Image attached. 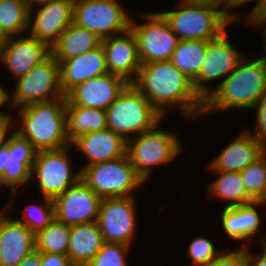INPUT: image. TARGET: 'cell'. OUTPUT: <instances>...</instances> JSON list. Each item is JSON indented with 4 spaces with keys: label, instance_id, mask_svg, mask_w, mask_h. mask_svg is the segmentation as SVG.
<instances>
[{
    "label": "cell",
    "instance_id": "obj_22",
    "mask_svg": "<svg viewBox=\"0 0 266 266\" xmlns=\"http://www.w3.org/2000/svg\"><path fill=\"white\" fill-rule=\"evenodd\" d=\"M58 63L60 87L64 95L77 84L109 73L102 44L80 56Z\"/></svg>",
    "mask_w": 266,
    "mask_h": 266
},
{
    "label": "cell",
    "instance_id": "obj_3",
    "mask_svg": "<svg viewBox=\"0 0 266 266\" xmlns=\"http://www.w3.org/2000/svg\"><path fill=\"white\" fill-rule=\"evenodd\" d=\"M66 98L19 108L17 130L37 151L57 150L71 145L67 136Z\"/></svg>",
    "mask_w": 266,
    "mask_h": 266
},
{
    "label": "cell",
    "instance_id": "obj_34",
    "mask_svg": "<svg viewBox=\"0 0 266 266\" xmlns=\"http://www.w3.org/2000/svg\"><path fill=\"white\" fill-rule=\"evenodd\" d=\"M128 251V245L104 242L100 251L86 266H128Z\"/></svg>",
    "mask_w": 266,
    "mask_h": 266
},
{
    "label": "cell",
    "instance_id": "obj_44",
    "mask_svg": "<svg viewBox=\"0 0 266 266\" xmlns=\"http://www.w3.org/2000/svg\"><path fill=\"white\" fill-rule=\"evenodd\" d=\"M9 156V138L7 143L0 147V180L7 173V159Z\"/></svg>",
    "mask_w": 266,
    "mask_h": 266
},
{
    "label": "cell",
    "instance_id": "obj_1",
    "mask_svg": "<svg viewBox=\"0 0 266 266\" xmlns=\"http://www.w3.org/2000/svg\"><path fill=\"white\" fill-rule=\"evenodd\" d=\"M133 84L163 117L170 107L179 108L178 112L188 118L202 115L204 100L195 91L193 81L170 60L141 64Z\"/></svg>",
    "mask_w": 266,
    "mask_h": 266
},
{
    "label": "cell",
    "instance_id": "obj_9",
    "mask_svg": "<svg viewBox=\"0 0 266 266\" xmlns=\"http://www.w3.org/2000/svg\"><path fill=\"white\" fill-rule=\"evenodd\" d=\"M71 146L37 151L31 176L36 177L42 197L53 200L81 179V171L75 174L72 172V161L69 157Z\"/></svg>",
    "mask_w": 266,
    "mask_h": 266
},
{
    "label": "cell",
    "instance_id": "obj_46",
    "mask_svg": "<svg viewBox=\"0 0 266 266\" xmlns=\"http://www.w3.org/2000/svg\"><path fill=\"white\" fill-rule=\"evenodd\" d=\"M24 1L28 4L29 8H33L35 5H39L45 2H51L54 0H24Z\"/></svg>",
    "mask_w": 266,
    "mask_h": 266
},
{
    "label": "cell",
    "instance_id": "obj_45",
    "mask_svg": "<svg viewBox=\"0 0 266 266\" xmlns=\"http://www.w3.org/2000/svg\"><path fill=\"white\" fill-rule=\"evenodd\" d=\"M8 102V90L6 91L3 87L0 86V107H2L5 103ZM4 114V112L0 110V115Z\"/></svg>",
    "mask_w": 266,
    "mask_h": 266
},
{
    "label": "cell",
    "instance_id": "obj_27",
    "mask_svg": "<svg viewBox=\"0 0 266 266\" xmlns=\"http://www.w3.org/2000/svg\"><path fill=\"white\" fill-rule=\"evenodd\" d=\"M65 111L67 136L70 143L85 133L107 128L105 110L83 106H66Z\"/></svg>",
    "mask_w": 266,
    "mask_h": 266
},
{
    "label": "cell",
    "instance_id": "obj_37",
    "mask_svg": "<svg viewBox=\"0 0 266 266\" xmlns=\"http://www.w3.org/2000/svg\"><path fill=\"white\" fill-rule=\"evenodd\" d=\"M195 3L202 6L209 7L220 12L231 24L237 21L241 16L238 13H233L229 10L236 8L238 5L237 0H193ZM221 7V8H220ZM230 8V9H229Z\"/></svg>",
    "mask_w": 266,
    "mask_h": 266
},
{
    "label": "cell",
    "instance_id": "obj_41",
    "mask_svg": "<svg viewBox=\"0 0 266 266\" xmlns=\"http://www.w3.org/2000/svg\"><path fill=\"white\" fill-rule=\"evenodd\" d=\"M262 251L252 256V251L247 247V266H266V239L262 240Z\"/></svg>",
    "mask_w": 266,
    "mask_h": 266
},
{
    "label": "cell",
    "instance_id": "obj_32",
    "mask_svg": "<svg viewBox=\"0 0 266 266\" xmlns=\"http://www.w3.org/2000/svg\"><path fill=\"white\" fill-rule=\"evenodd\" d=\"M247 194L254 201L266 202V153L241 172Z\"/></svg>",
    "mask_w": 266,
    "mask_h": 266
},
{
    "label": "cell",
    "instance_id": "obj_36",
    "mask_svg": "<svg viewBox=\"0 0 266 266\" xmlns=\"http://www.w3.org/2000/svg\"><path fill=\"white\" fill-rule=\"evenodd\" d=\"M204 266H247V245L232 252L222 251L214 260Z\"/></svg>",
    "mask_w": 266,
    "mask_h": 266
},
{
    "label": "cell",
    "instance_id": "obj_15",
    "mask_svg": "<svg viewBox=\"0 0 266 266\" xmlns=\"http://www.w3.org/2000/svg\"><path fill=\"white\" fill-rule=\"evenodd\" d=\"M37 6L39 7L34 19L33 9H29V35L51 48L73 23L74 0H54Z\"/></svg>",
    "mask_w": 266,
    "mask_h": 266
},
{
    "label": "cell",
    "instance_id": "obj_21",
    "mask_svg": "<svg viewBox=\"0 0 266 266\" xmlns=\"http://www.w3.org/2000/svg\"><path fill=\"white\" fill-rule=\"evenodd\" d=\"M9 135V156L7 159V173L0 180V187L6 185L10 189L11 197L17 188L30 183L33 179L31 170L36 158L37 150L18 132L12 131ZM14 193V194H13Z\"/></svg>",
    "mask_w": 266,
    "mask_h": 266
},
{
    "label": "cell",
    "instance_id": "obj_26",
    "mask_svg": "<svg viewBox=\"0 0 266 266\" xmlns=\"http://www.w3.org/2000/svg\"><path fill=\"white\" fill-rule=\"evenodd\" d=\"M102 39L84 27L71 23L50 48L57 62H63L91 51L101 45Z\"/></svg>",
    "mask_w": 266,
    "mask_h": 266
},
{
    "label": "cell",
    "instance_id": "obj_16",
    "mask_svg": "<svg viewBox=\"0 0 266 266\" xmlns=\"http://www.w3.org/2000/svg\"><path fill=\"white\" fill-rule=\"evenodd\" d=\"M129 84L124 78L105 73L77 84L66 94V106H83L105 110Z\"/></svg>",
    "mask_w": 266,
    "mask_h": 266
},
{
    "label": "cell",
    "instance_id": "obj_19",
    "mask_svg": "<svg viewBox=\"0 0 266 266\" xmlns=\"http://www.w3.org/2000/svg\"><path fill=\"white\" fill-rule=\"evenodd\" d=\"M6 214L0 210V266H17L36 249V234Z\"/></svg>",
    "mask_w": 266,
    "mask_h": 266
},
{
    "label": "cell",
    "instance_id": "obj_11",
    "mask_svg": "<svg viewBox=\"0 0 266 266\" xmlns=\"http://www.w3.org/2000/svg\"><path fill=\"white\" fill-rule=\"evenodd\" d=\"M145 23L138 24L131 19L130 29L137 40L141 64L170 60L179 42L168 22L159 12L142 13Z\"/></svg>",
    "mask_w": 266,
    "mask_h": 266
},
{
    "label": "cell",
    "instance_id": "obj_14",
    "mask_svg": "<svg viewBox=\"0 0 266 266\" xmlns=\"http://www.w3.org/2000/svg\"><path fill=\"white\" fill-rule=\"evenodd\" d=\"M102 198L82 179L53 199L55 219L68 226L97 222Z\"/></svg>",
    "mask_w": 266,
    "mask_h": 266
},
{
    "label": "cell",
    "instance_id": "obj_28",
    "mask_svg": "<svg viewBox=\"0 0 266 266\" xmlns=\"http://www.w3.org/2000/svg\"><path fill=\"white\" fill-rule=\"evenodd\" d=\"M207 40H179L170 58L171 63L194 81L205 60Z\"/></svg>",
    "mask_w": 266,
    "mask_h": 266
},
{
    "label": "cell",
    "instance_id": "obj_30",
    "mask_svg": "<svg viewBox=\"0 0 266 266\" xmlns=\"http://www.w3.org/2000/svg\"><path fill=\"white\" fill-rule=\"evenodd\" d=\"M29 9L24 0H0V25L9 37L28 31Z\"/></svg>",
    "mask_w": 266,
    "mask_h": 266
},
{
    "label": "cell",
    "instance_id": "obj_5",
    "mask_svg": "<svg viewBox=\"0 0 266 266\" xmlns=\"http://www.w3.org/2000/svg\"><path fill=\"white\" fill-rule=\"evenodd\" d=\"M178 8L160 12L179 40H207L220 37L229 24L220 12L193 0H180Z\"/></svg>",
    "mask_w": 266,
    "mask_h": 266
},
{
    "label": "cell",
    "instance_id": "obj_35",
    "mask_svg": "<svg viewBox=\"0 0 266 266\" xmlns=\"http://www.w3.org/2000/svg\"><path fill=\"white\" fill-rule=\"evenodd\" d=\"M222 251L207 237L197 236L188 246V255L192 266H204L214 260Z\"/></svg>",
    "mask_w": 266,
    "mask_h": 266
},
{
    "label": "cell",
    "instance_id": "obj_33",
    "mask_svg": "<svg viewBox=\"0 0 266 266\" xmlns=\"http://www.w3.org/2000/svg\"><path fill=\"white\" fill-rule=\"evenodd\" d=\"M55 219L53 200L43 197V203L30 204L23 209V219H16L23 223L33 233L37 234Z\"/></svg>",
    "mask_w": 266,
    "mask_h": 266
},
{
    "label": "cell",
    "instance_id": "obj_13",
    "mask_svg": "<svg viewBox=\"0 0 266 266\" xmlns=\"http://www.w3.org/2000/svg\"><path fill=\"white\" fill-rule=\"evenodd\" d=\"M227 39V31H225L220 37L209 41L206 45L205 60L199 76L193 81L195 91L203 100L212 92L208 82L221 77L223 81L244 58L243 53L237 51Z\"/></svg>",
    "mask_w": 266,
    "mask_h": 266
},
{
    "label": "cell",
    "instance_id": "obj_2",
    "mask_svg": "<svg viewBox=\"0 0 266 266\" xmlns=\"http://www.w3.org/2000/svg\"><path fill=\"white\" fill-rule=\"evenodd\" d=\"M244 55L235 70L212 88L204 100L202 114L241 108L252 109L266 93V61L249 60Z\"/></svg>",
    "mask_w": 266,
    "mask_h": 266
},
{
    "label": "cell",
    "instance_id": "obj_38",
    "mask_svg": "<svg viewBox=\"0 0 266 266\" xmlns=\"http://www.w3.org/2000/svg\"><path fill=\"white\" fill-rule=\"evenodd\" d=\"M252 109H256V126L254 134H250L258 141L266 145V93L255 103Z\"/></svg>",
    "mask_w": 266,
    "mask_h": 266
},
{
    "label": "cell",
    "instance_id": "obj_49",
    "mask_svg": "<svg viewBox=\"0 0 266 266\" xmlns=\"http://www.w3.org/2000/svg\"><path fill=\"white\" fill-rule=\"evenodd\" d=\"M249 1H251V0H237V3H238L239 6H241V4H244L246 2L248 3Z\"/></svg>",
    "mask_w": 266,
    "mask_h": 266
},
{
    "label": "cell",
    "instance_id": "obj_48",
    "mask_svg": "<svg viewBox=\"0 0 266 266\" xmlns=\"http://www.w3.org/2000/svg\"><path fill=\"white\" fill-rule=\"evenodd\" d=\"M266 26H264V31H265V33H264V35H265V37H266V28H265ZM265 40H264V42H265V44L264 45H266V38H264ZM265 51H266V46H265ZM261 58H263L265 61H266V55L265 56H262Z\"/></svg>",
    "mask_w": 266,
    "mask_h": 266
},
{
    "label": "cell",
    "instance_id": "obj_42",
    "mask_svg": "<svg viewBox=\"0 0 266 266\" xmlns=\"http://www.w3.org/2000/svg\"><path fill=\"white\" fill-rule=\"evenodd\" d=\"M7 113L8 112L0 115V147L7 143L8 131L11 129V124H13V121H11L13 117Z\"/></svg>",
    "mask_w": 266,
    "mask_h": 266
},
{
    "label": "cell",
    "instance_id": "obj_12",
    "mask_svg": "<svg viewBox=\"0 0 266 266\" xmlns=\"http://www.w3.org/2000/svg\"><path fill=\"white\" fill-rule=\"evenodd\" d=\"M135 206L133 196L102 198L97 223L104 242L130 246L137 225Z\"/></svg>",
    "mask_w": 266,
    "mask_h": 266
},
{
    "label": "cell",
    "instance_id": "obj_17",
    "mask_svg": "<svg viewBox=\"0 0 266 266\" xmlns=\"http://www.w3.org/2000/svg\"><path fill=\"white\" fill-rule=\"evenodd\" d=\"M101 44L105 51L109 73L134 83L138 77L141 62L137 40L132 30L103 39Z\"/></svg>",
    "mask_w": 266,
    "mask_h": 266
},
{
    "label": "cell",
    "instance_id": "obj_10",
    "mask_svg": "<svg viewBox=\"0 0 266 266\" xmlns=\"http://www.w3.org/2000/svg\"><path fill=\"white\" fill-rule=\"evenodd\" d=\"M118 0H74L73 22L95 32L100 39L130 29L131 17Z\"/></svg>",
    "mask_w": 266,
    "mask_h": 266
},
{
    "label": "cell",
    "instance_id": "obj_47",
    "mask_svg": "<svg viewBox=\"0 0 266 266\" xmlns=\"http://www.w3.org/2000/svg\"><path fill=\"white\" fill-rule=\"evenodd\" d=\"M10 37L4 32L2 26L0 25V47H2Z\"/></svg>",
    "mask_w": 266,
    "mask_h": 266
},
{
    "label": "cell",
    "instance_id": "obj_7",
    "mask_svg": "<svg viewBox=\"0 0 266 266\" xmlns=\"http://www.w3.org/2000/svg\"><path fill=\"white\" fill-rule=\"evenodd\" d=\"M80 171L81 179L101 198L133 196L134 189L145 183L127 154L84 166Z\"/></svg>",
    "mask_w": 266,
    "mask_h": 266
},
{
    "label": "cell",
    "instance_id": "obj_20",
    "mask_svg": "<svg viewBox=\"0 0 266 266\" xmlns=\"http://www.w3.org/2000/svg\"><path fill=\"white\" fill-rule=\"evenodd\" d=\"M249 131L242 132L230 142L209 165L213 172H241L266 153V145Z\"/></svg>",
    "mask_w": 266,
    "mask_h": 266
},
{
    "label": "cell",
    "instance_id": "obj_24",
    "mask_svg": "<svg viewBox=\"0 0 266 266\" xmlns=\"http://www.w3.org/2000/svg\"><path fill=\"white\" fill-rule=\"evenodd\" d=\"M265 204L264 201H254L249 204L224 207L221 214L223 231L229 238L248 242L260 230L261 218L256 206Z\"/></svg>",
    "mask_w": 266,
    "mask_h": 266
},
{
    "label": "cell",
    "instance_id": "obj_31",
    "mask_svg": "<svg viewBox=\"0 0 266 266\" xmlns=\"http://www.w3.org/2000/svg\"><path fill=\"white\" fill-rule=\"evenodd\" d=\"M70 228L71 226L54 219L36 234V249L41 253L67 255Z\"/></svg>",
    "mask_w": 266,
    "mask_h": 266
},
{
    "label": "cell",
    "instance_id": "obj_23",
    "mask_svg": "<svg viewBox=\"0 0 266 266\" xmlns=\"http://www.w3.org/2000/svg\"><path fill=\"white\" fill-rule=\"evenodd\" d=\"M71 144L86 157L85 166L120 158L127 149V141L108 128L85 133Z\"/></svg>",
    "mask_w": 266,
    "mask_h": 266
},
{
    "label": "cell",
    "instance_id": "obj_39",
    "mask_svg": "<svg viewBox=\"0 0 266 266\" xmlns=\"http://www.w3.org/2000/svg\"><path fill=\"white\" fill-rule=\"evenodd\" d=\"M247 21L255 25H266V0H258L251 12L247 16Z\"/></svg>",
    "mask_w": 266,
    "mask_h": 266
},
{
    "label": "cell",
    "instance_id": "obj_18",
    "mask_svg": "<svg viewBox=\"0 0 266 266\" xmlns=\"http://www.w3.org/2000/svg\"><path fill=\"white\" fill-rule=\"evenodd\" d=\"M10 37L0 47V63L6 66L15 79L28 73L33 67L45 60L50 54V48L43 42L31 37Z\"/></svg>",
    "mask_w": 266,
    "mask_h": 266
},
{
    "label": "cell",
    "instance_id": "obj_8",
    "mask_svg": "<svg viewBox=\"0 0 266 266\" xmlns=\"http://www.w3.org/2000/svg\"><path fill=\"white\" fill-rule=\"evenodd\" d=\"M16 82L15 93L11 96L8 91V102L15 110L65 96L60 87L59 63L51 54Z\"/></svg>",
    "mask_w": 266,
    "mask_h": 266
},
{
    "label": "cell",
    "instance_id": "obj_25",
    "mask_svg": "<svg viewBox=\"0 0 266 266\" xmlns=\"http://www.w3.org/2000/svg\"><path fill=\"white\" fill-rule=\"evenodd\" d=\"M103 243L97 222L71 226L67 256L73 266H86L100 251Z\"/></svg>",
    "mask_w": 266,
    "mask_h": 266
},
{
    "label": "cell",
    "instance_id": "obj_29",
    "mask_svg": "<svg viewBox=\"0 0 266 266\" xmlns=\"http://www.w3.org/2000/svg\"><path fill=\"white\" fill-rule=\"evenodd\" d=\"M218 178L212 181L210 195L230 201L225 207H234L254 202L247 194L240 172H215Z\"/></svg>",
    "mask_w": 266,
    "mask_h": 266
},
{
    "label": "cell",
    "instance_id": "obj_6",
    "mask_svg": "<svg viewBox=\"0 0 266 266\" xmlns=\"http://www.w3.org/2000/svg\"><path fill=\"white\" fill-rule=\"evenodd\" d=\"M160 124L127 141L126 154L144 182L150 178L155 165L167 164L182 151L179 137L174 132L158 129Z\"/></svg>",
    "mask_w": 266,
    "mask_h": 266
},
{
    "label": "cell",
    "instance_id": "obj_43",
    "mask_svg": "<svg viewBox=\"0 0 266 266\" xmlns=\"http://www.w3.org/2000/svg\"><path fill=\"white\" fill-rule=\"evenodd\" d=\"M17 266H42L41 252L35 249L24 257Z\"/></svg>",
    "mask_w": 266,
    "mask_h": 266
},
{
    "label": "cell",
    "instance_id": "obj_4",
    "mask_svg": "<svg viewBox=\"0 0 266 266\" xmlns=\"http://www.w3.org/2000/svg\"><path fill=\"white\" fill-rule=\"evenodd\" d=\"M106 113L107 128L126 141L153 129L164 118L133 83L126 86Z\"/></svg>",
    "mask_w": 266,
    "mask_h": 266
},
{
    "label": "cell",
    "instance_id": "obj_40",
    "mask_svg": "<svg viewBox=\"0 0 266 266\" xmlns=\"http://www.w3.org/2000/svg\"><path fill=\"white\" fill-rule=\"evenodd\" d=\"M42 266H73L69 257L62 254L41 253Z\"/></svg>",
    "mask_w": 266,
    "mask_h": 266
}]
</instances>
